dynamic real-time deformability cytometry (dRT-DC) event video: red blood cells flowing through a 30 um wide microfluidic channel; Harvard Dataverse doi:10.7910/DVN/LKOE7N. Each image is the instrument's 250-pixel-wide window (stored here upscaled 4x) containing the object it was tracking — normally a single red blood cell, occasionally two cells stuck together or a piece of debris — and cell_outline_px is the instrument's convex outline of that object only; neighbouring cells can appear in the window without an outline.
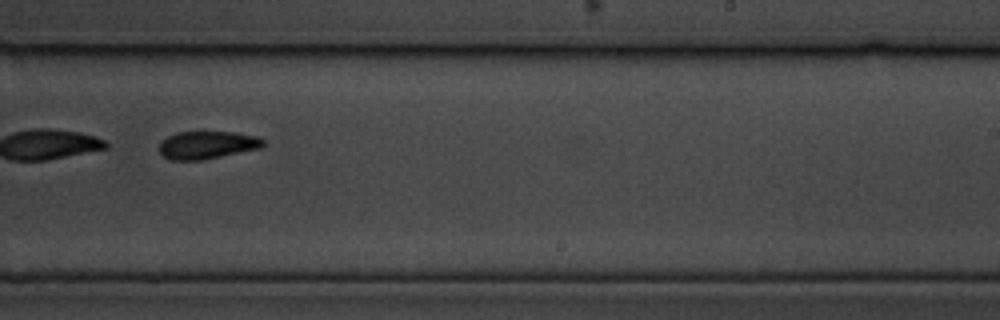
{"species": "common noctule bat (a hibernating species)", "species_latin": "Nyctalus noctula", "temperature_condition": "cold", "stored_images_in_passage": 44, "segment_of_instrument_passage": [2, 2], "camera_frame_rate_fps": 3000, "um_per_image_px": 0.085, "animal": {"sex": "male", "body_mass_g": 19.5, "forearm_length_mm": 54.6}, "frame": {"image": 1, "passage_image": 37, "time_ms": 12.0, "image_size_px": [1000, 320], "cell_outline_px": [[264, 144], [260, 148], [200, 160], [168, 160], [160, 152], [160, 140], [176, 132], [236, 132], [256, 136], [264, 140]], "centroid_in_image_um": [17.57, 12.31], "position_along_channel_um": 271.4, "area_um2": 16.7}}